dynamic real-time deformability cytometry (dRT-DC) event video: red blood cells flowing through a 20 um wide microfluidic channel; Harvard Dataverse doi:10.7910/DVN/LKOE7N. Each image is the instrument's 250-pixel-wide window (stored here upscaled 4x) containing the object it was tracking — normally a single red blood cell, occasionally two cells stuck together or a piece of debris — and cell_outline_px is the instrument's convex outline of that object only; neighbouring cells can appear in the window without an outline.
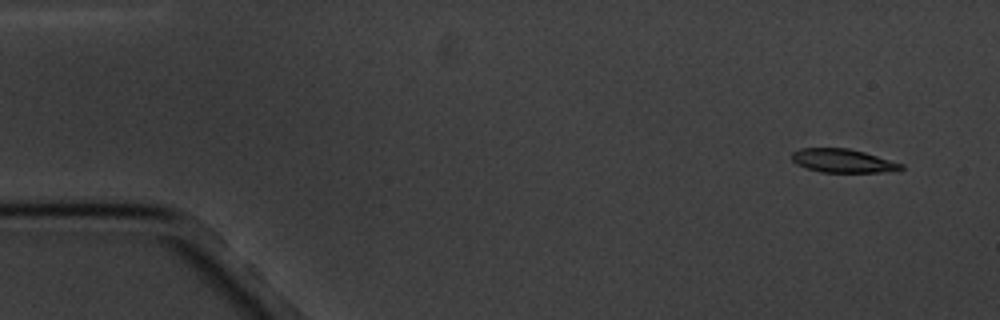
{"species": "common noctule bat (a hibernating species)", "species_latin": "Nyctalus noctula", "temperature_condition": "cold", "stored_images_in_passage": 5, "camera_frame_rate_fps": 3000, "um_per_image_px": 0.085, "animal": {"sex": "male", "body_mass_g": 20.1, "forearm_length_mm": 53.5}, "frame": {"image": 1, "passage_image": 1, "time_ms": 0.0, "image_size_px": [1000, 320], "cell_outline_px": [[904, 168], [900, 172], [820, 172], [796, 164], [792, 160], [792, 152], [800, 148], [848, 148], [864, 152], [904, 164]], "centroid_in_image_um": [71.69, 13.67], "position_along_channel_um": 13.3, "area_um2": 15.14}}
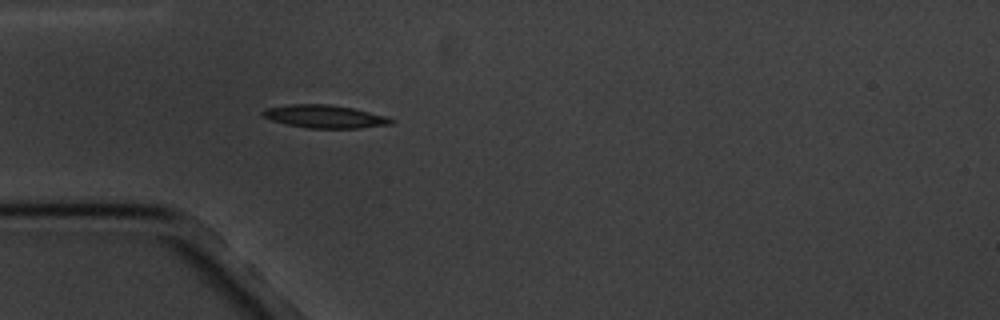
{"frame": {"image": 2, "passage_image": 5, "time_ms": 4.333, "image_size_px": [1000, 320], "cell_outline_px": [[396, 120], [392, 124], [360, 128], [308, 128], [288, 124], [272, 120], [264, 116], [260, 112], [264, 108], [288, 104], [328, 104], [352, 108], [388, 116]], "centroid_in_image_um": [27.63, 9.9], "position_along_channel_um": 57.4, "area_um2": 17.22}}